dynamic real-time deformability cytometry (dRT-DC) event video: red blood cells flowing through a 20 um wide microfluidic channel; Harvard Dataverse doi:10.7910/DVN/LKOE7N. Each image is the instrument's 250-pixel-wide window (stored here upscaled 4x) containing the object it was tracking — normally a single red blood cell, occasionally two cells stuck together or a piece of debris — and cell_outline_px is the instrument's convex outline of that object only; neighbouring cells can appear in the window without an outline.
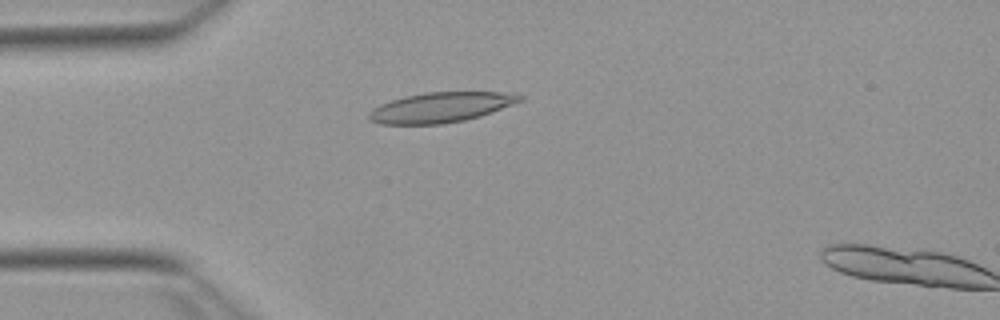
{"species": "Egyptian fruit bat (a non-hibernating species)", "species_latin": "Rousettus aegyptiacus", "temperature_condition": "warm", "stored_images_in_passage": 16, "camera_frame_rate_fps": 3000, "um_per_image_px": 0.085, "animal": {"sex": "female"}, "frame": {"image": 1, "passage_image": 14, "time_ms": 4.333, "image_size_px": [1000, 320], "cell_outline_px": [[524, 100], [480, 116], [464, 120], [444, 124], [380, 124], [372, 120], [368, 116], [368, 112], [372, 108], [380, 104], [404, 96], [424, 92], [500, 92], [524, 96]], "centroid_in_image_um": [37.45, 9.12], "position_along_channel_um": 47.6, "area_um2": 26.36}}